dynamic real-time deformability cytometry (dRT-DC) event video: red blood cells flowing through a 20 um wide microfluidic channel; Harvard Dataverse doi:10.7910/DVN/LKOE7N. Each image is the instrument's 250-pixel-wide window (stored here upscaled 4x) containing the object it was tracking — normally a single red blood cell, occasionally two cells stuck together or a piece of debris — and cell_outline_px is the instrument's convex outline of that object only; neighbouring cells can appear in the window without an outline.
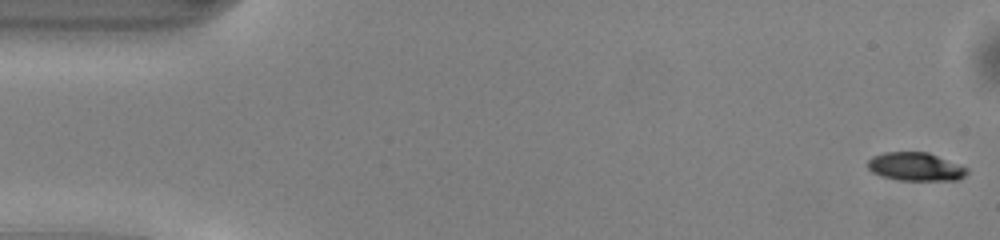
{"species": "common noctule bat (a hibernating species)", "species_latin": "Nyctalus noctula", "temperature_condition": "warm", "stored_images_in_passage": 49, "camera_frame_rate_fps": 3000, "um_per_image_px": 0.085, "animal": {"sex": "male", "body_mass_g": 13.0, "forearm_length_mm": 53.1}, "frame": {"image": 1, "passage_image": 1, "time_ms": 0.0, "image_size_px": [1000, 240], "cell_outline_px": [[968, 172], [960, 180], [896, 180], [880, 176], [872, 172], [868, 168], [868, 160], [872, 156], [884, 152], [928, 152], [968, 168]], "centroid_in_image_um": [77.8, 14.17], "position_along_channel_um": 7.2, "area_um2": 16.47}}
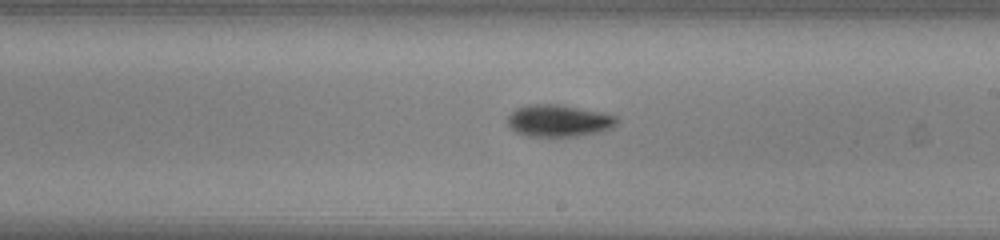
{"frame": {"image": 2, "passage_image": 28, "time_ms": 9.0, "image_size_px": [1000, 240], "cell_outline_px": [[620, 120], [612, 128], [600, 132], [576, 136], [528, 136], [516, 132], [508, 124], [508, 116], [516, 108], [528, 104], [564, 104], [600, 112], [616, 116]], "centroid_in_image_um": [47.51, 10.25], "position_along_channel_um": 241.5, "area_um2": 20.46}}
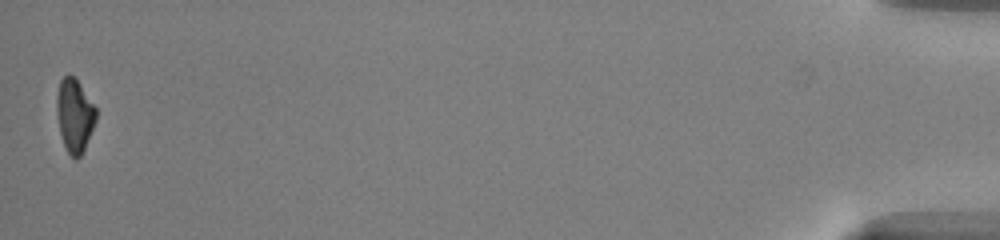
{"frame": {"image": 3, "passage_image": 49, "time_ms": 16.0, "image_size_px": [1000, 240], "cell_outline_px": [[96, 120], [84, 148], [80, 156], [76, 160], [68, 152], [64, 144], [60, 132], [56, 112], [56, 96], [60, 80], [68, 72], [80, 84], [96, 108]], "centroid_in_image_um": [6.32, 9.78], "position_along_channel_um": 428.9, "area_um2": 16.59}, "authors_computed_cell_mechanics": {"area_um2": 18.2648, "velocity_mm_per_s": 4.1399, "shape_relaxation_time_tau1_ms": 1.771, "shape_relaxation_time_tau2_ms": null, "deformation_change_tau1": 0.1279, "deformation_change_tau2": null}}